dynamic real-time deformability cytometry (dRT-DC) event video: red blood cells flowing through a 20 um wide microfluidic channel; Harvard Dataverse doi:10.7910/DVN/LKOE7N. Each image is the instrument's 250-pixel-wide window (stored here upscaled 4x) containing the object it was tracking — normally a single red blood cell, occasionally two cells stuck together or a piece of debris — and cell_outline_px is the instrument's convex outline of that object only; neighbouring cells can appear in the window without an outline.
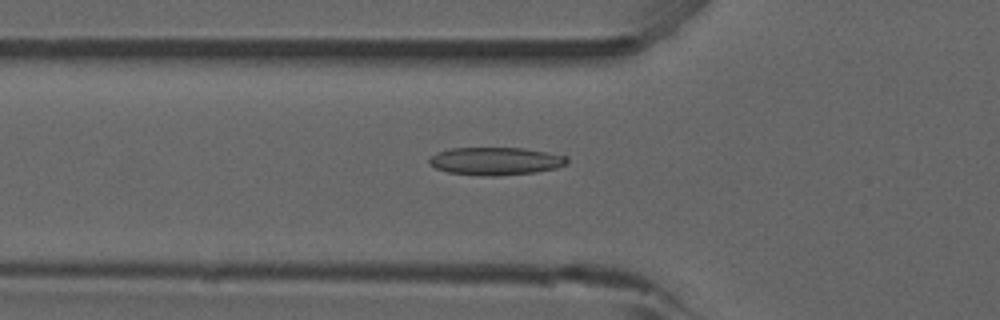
{"species": "common noctule bat (a hibernating species)", "species_latin": "Nyctalus noctula", "temperature_condition": "room temperature", "stored_images_in_passage": 43, "camera_frame_rate_fps": 3000, "um_per_image_px": 0.085, "animal": {"sex": "male", "forearm_length_mm": 52.5}, "frame": {"image": 1, "passage_image": 12, "time_ms": 3.667, "image_size_px": [1000, 320], "cell_outline_px": [[568, 164], [556, 168], [536, 172], [496, 176], [480, 176], [448, 172], [436, 168], [428, 164], [428, 160], [436, 152], [452, 148], [524, 148], [568, 156]], "centroid_in_image_um": [42.13, 13.7], "position_along_channel_um": 83.7, "area_um2": 22.48}}
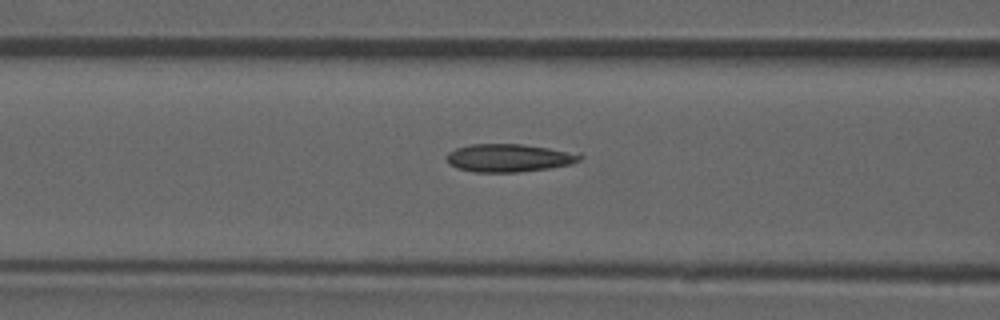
{"frame": {"image": 2, "passage_image": 15, "time_ms": 4.667, "image_size_px": [1000, 320], "cell_outline_px": [[584, 156], [580, 160], [572, 164], [548, 168], [516, 172], [472, 172], [456, 168], [448, 164], [444, 156], [448, 152], [456, 148], [472, 144], [520, 144], [580, 152]], "centroid_in_image_um": [43.26, 13.42], "position_along_channel_um": 123.3, "area_um2": 22.02}}
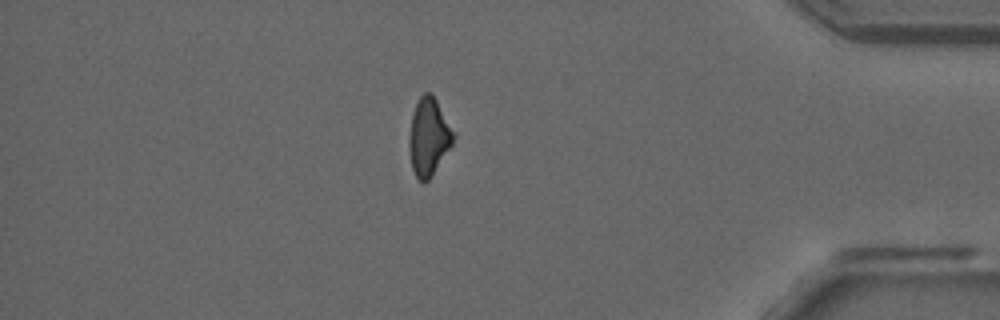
{"frame": {"image": 3, "passage_image": 39, "time_ms": 12.667, "image_size_px": [1000, 320], "cell_outline_px": [[456, 136], [452, 144], [428, 180], [424, 184], [416, 176], [412, 168], [408, 144], [408, 136], [412, 112], [420, 96], [424, 92], [432, 92], [456, 132]], "centroid_in_image_um": [36.44, 11.58], "position_along_channel_um": 398.8, "area_um2": 20.23}}